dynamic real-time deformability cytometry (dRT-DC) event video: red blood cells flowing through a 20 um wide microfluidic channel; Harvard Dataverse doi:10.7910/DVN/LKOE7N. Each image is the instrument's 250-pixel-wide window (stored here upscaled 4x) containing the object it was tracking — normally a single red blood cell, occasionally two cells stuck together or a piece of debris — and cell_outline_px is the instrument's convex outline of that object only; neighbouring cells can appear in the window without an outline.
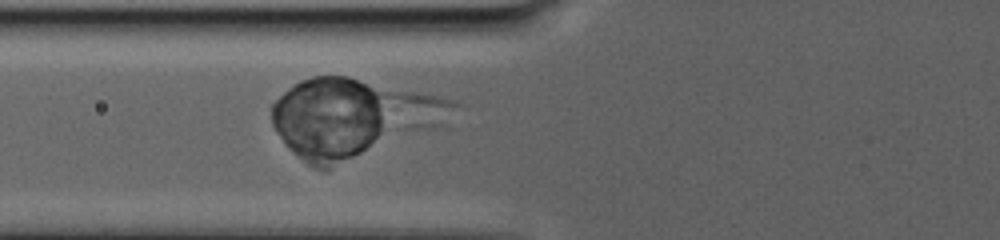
{"species": "human", "species_latin": "Homo sapiens", "temperature_condition": "warm", "stored_images_in_passage": 52, "camera_frame_rate_fps": 3000, "um_per_image_px": 0.085, "donor": {"sex": "male"}, "frame": {"image": 1, "passage_image": 19, "time_ms": 12.333, "image_size_px": [1000, 240], "cell_outline_px": [[384, 96], [380, 132], [360, 152], [328, 168], [316, 168], [308, 164], [292, 152], [284, 144], [276, 132], [272, 124], [272, 104], [292, 84], [300, 80], [312, 76], [344, 76], [356, 80], [372, 88]], "centroid_in_image_um": [27.84, 10.09], "position_along_channel_um": 98.0, "area_um2": 56.36}}
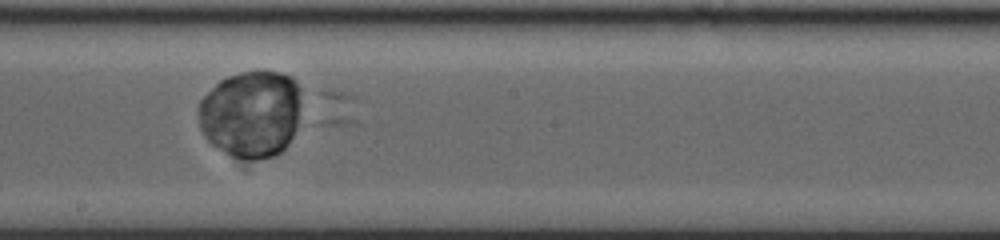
{"frame": {"image": 2, "passage_image": 30, "time_ms": 18.333, "image_size_px": [1000, 240], "cell_outline_px": [[308, 92], [296, 128], [288, 144], [280, 152], [272, 156], [244, 168], [212, 144], [208, 140], [200, 128], [200, 100], [220, 80], [228, 76], [240, 72], [280, 72], [292, 76]], "centroid_in_image_um": [21.44, 9.75], "position_along_channel_um": 226.8, "area_um2": 54.68}}
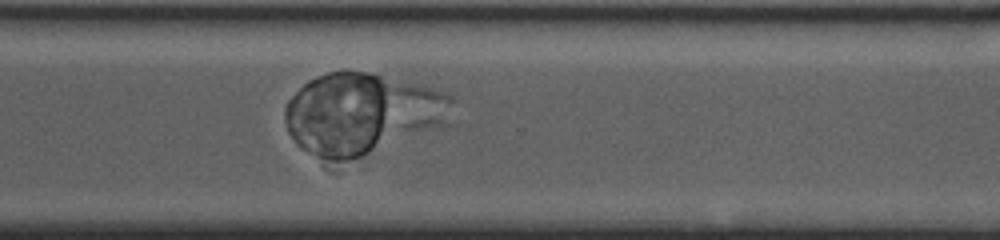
{"frame": {"image": 3, "passage_image": 36, "time_ms": 23.667, "image_size_px": [1000, 240], "cell_outline_px": [[452, 100], [368, 152], [360, 156], [348, 160], [328, 160], [304, 148], [288, 132], [284, 120], [284, 104], [308, 80], [328, 72], [368, 72], [432, 88], [444, 92], [452, 96]], "centroid_in_image_um": [30.25, 9.53], "position_along_channel_um": 340.3, "area_um2": 70.75}}